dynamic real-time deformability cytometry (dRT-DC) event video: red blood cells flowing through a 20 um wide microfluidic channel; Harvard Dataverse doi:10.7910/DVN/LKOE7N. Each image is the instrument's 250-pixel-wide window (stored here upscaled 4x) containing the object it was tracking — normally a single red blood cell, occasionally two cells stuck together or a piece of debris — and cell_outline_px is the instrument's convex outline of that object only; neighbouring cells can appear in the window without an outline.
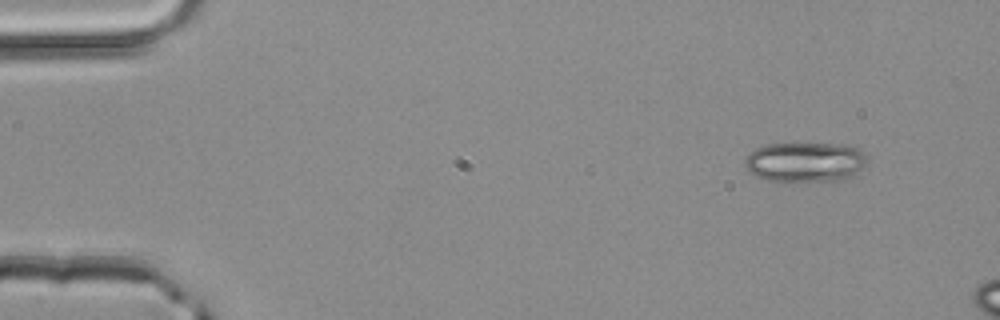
{"species": "common noctule bat (a hibernating species)", "species_latin": "Nyctalus noctula", "temperature_condition": "room temperature", "stored_images_in_passage": 3, "camera_frame_rate_fps": 3000, "um_per_image_px": 0.085, "animal": {"sex": "male", "body_mass_g": 20.4}, "frame": {"image": 1, "passage_image": 1, "time_ms": 0.0, "image_size_px": [1000, 320], "cell_outline_px": [[868, 160], [856, 172], [840, 180], [768, 180], [756, 176], [748, 172], [744, 164], [744, 160], [748, 152], [756, 148], [768, 144], [844, 144], [856, 148], [864, 152], [868, 156]], "centroid_in_image_um": [68.39, 13.75], "position_along_channel_um": 16.6, "area_um2": 28.03}}